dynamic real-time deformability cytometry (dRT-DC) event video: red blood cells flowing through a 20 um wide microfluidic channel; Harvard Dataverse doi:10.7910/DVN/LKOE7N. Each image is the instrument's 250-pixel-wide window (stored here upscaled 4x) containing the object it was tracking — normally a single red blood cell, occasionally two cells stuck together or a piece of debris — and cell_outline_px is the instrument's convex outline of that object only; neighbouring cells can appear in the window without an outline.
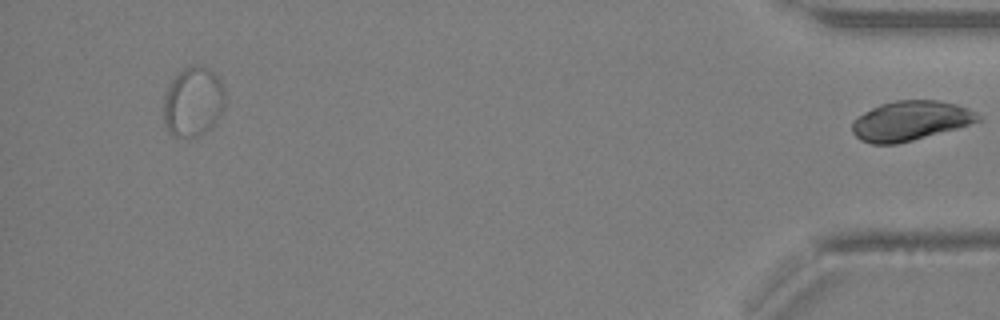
{"species": "Egyptian fruit bat (a non-hibernating species)", "species_latin": "Rousettus aegyptiacus", "temperature_condition": "warm", "stored_images_in_passage": 39, "segment_of_instrument_passage": [2, 2], "camera_frame_rate_fps": 3000, "um_per_image_px": 0.085, "animal": {"sex": "female"}, "frame": {"image": 1, "passage_image": 39, "time_ms": 12.667, "image_size_px": [1000, 320], "cell_outline_px": [[984, 120], [960, 128], [896, 144], [872, 144], [860, 140], [852, 132], [852, 120], [856, 116], [880, 104], [896, 100], [940, 100], [956, 104], [968, 108], [976, 112]], "centroid_in_image_um": [77.41, 10.26], "position_along_channel_um": 357.8, "area_um2": 29.42}}